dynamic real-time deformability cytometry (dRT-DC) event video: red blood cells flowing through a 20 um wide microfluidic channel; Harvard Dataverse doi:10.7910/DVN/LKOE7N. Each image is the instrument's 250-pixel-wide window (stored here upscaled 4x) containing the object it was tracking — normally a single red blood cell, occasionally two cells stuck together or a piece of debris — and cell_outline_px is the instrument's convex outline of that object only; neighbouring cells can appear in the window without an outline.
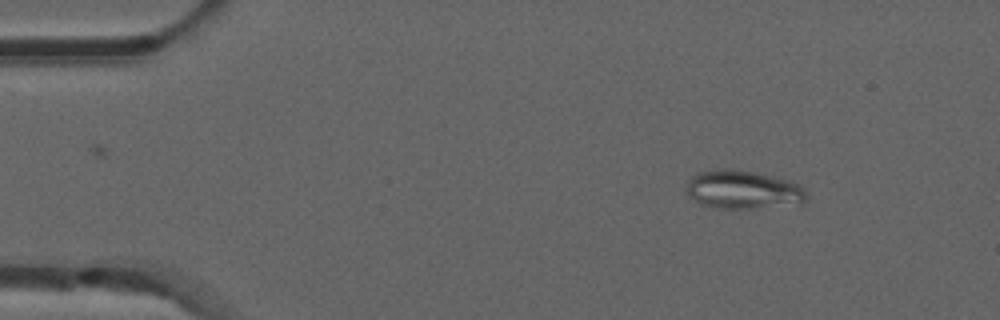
{"species": "common noctule bat (a hibernating species)", "species_latin": "Nyctalus noctula", "temperature_condition": "room temperature", "stored_images_in_passage": 46, "camera_frame_rate_fps": 3000, "um_per_image_px": 0.085, "animal": {"sex": "male", "forearm_length_mm": 52.5}, "frame": {"image": 1, "passage_image": 1, "time_ms": 0.0, "image_size_px": [1000, 320], "cell_outline_px": [[808, 200], [800, 204], [748, 208], [716, 208], [700, 204], [688, 196], [688, 180], [692, 176], [700, 172], [720, 168], [728, 168], [752, 172], [772, 176], [788, 180], [804, 188], [808, 196]], "centroid_in_image_um": [63.17, 16.13], "position_along_channel_um": 21.8, "area_um2": 26.82}}
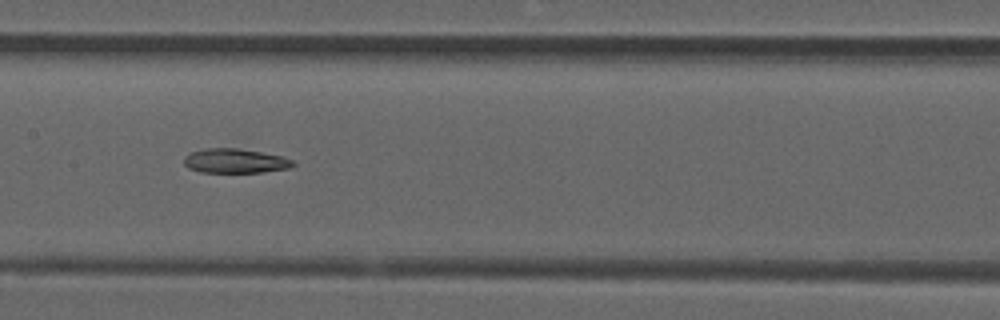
{"frame": {"image": 2, "passage_image": 20, "time_ms": 6.333, "image_size_px": [1000, 320], "cell_outline_px": [[296, 164], [288, 168], [264, 172], [200, 172], [188, 168], [184, 164], [184, 156], [192, 152], [208, 148], [236, 148], [260, 152], [280, 156], [292, 160]], "centroid_in_image_um": [19.96, 13.68], "position_along_channel_um": 187.4, "area_um2": 15.32}}
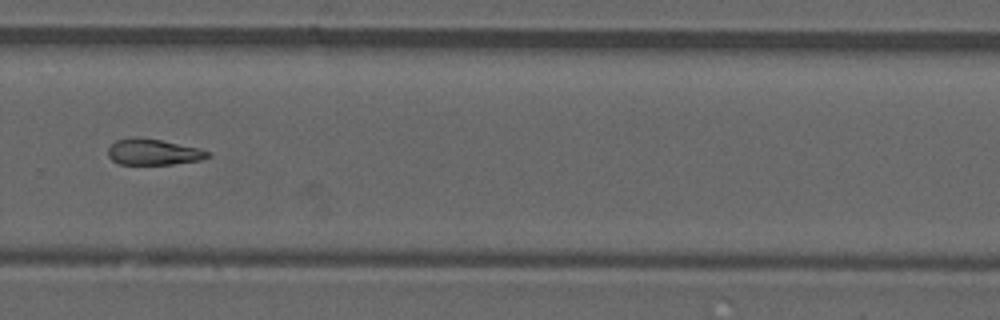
{"frame": {"image": 3, "passage_image": 30, "time_ms": 9.667, "image_size_px": [1000, 320], "cell_outline_px": [[212, 156], [200, 160], [172, 164], [120, 164], [112, 160], [108, 156], [108, 148], [116, 140], [132, 136], [160, 140], [200, 148], [212, 152]], "centroid_in_image_um": [13.05, 12.91], "position_along_channel_um": 316.7, "area_um2": 15.2}}